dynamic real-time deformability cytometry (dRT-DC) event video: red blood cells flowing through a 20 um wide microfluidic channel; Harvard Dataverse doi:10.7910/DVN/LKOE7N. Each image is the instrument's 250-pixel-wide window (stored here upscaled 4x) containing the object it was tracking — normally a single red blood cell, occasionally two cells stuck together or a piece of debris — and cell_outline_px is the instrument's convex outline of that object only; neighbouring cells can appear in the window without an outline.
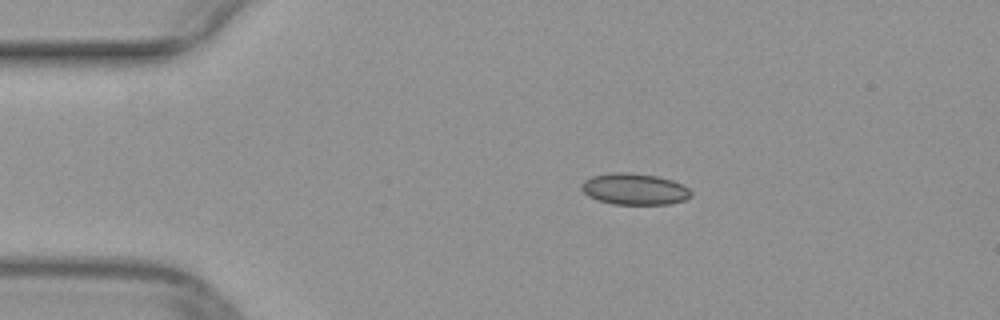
{"species": "common noctule bat (a hibernating species)", "species_latin": "Nyctalus noctula", "temperature_condition": "warm", "stored_images_in_passage": 41, "camera_frame_rate_fps": 3000, "um_per_image_px": 0.085, "animal": {"sex": "female", "body_mass_g": 29.2, "forearm_length_mm": 56.3}, "frame": {"image": 1, "passage_image": 1, "time_ms": 0.0, "image_size_px": [1000, 320], "cell_outline_px": [[692, 196], [684, 200], [668, 204], [612, 204], [596, 200], [588, 196], [580, 188], [580, 184], [584, 180], [592, 176], [612, 172], [632, 172], [656, 176], [672, 180], [684, 184], [692, 192]], "centroid_in_image_um": [53.92, 16.06], "position_along_channel_um": 31.1, "area_um2": 20.29}}
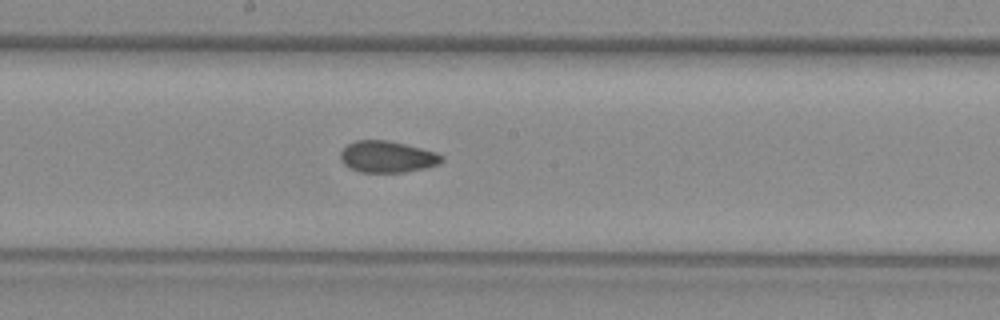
{"frame": {"image": 2, "passage_image": 18, "time_ms": 5.667, "image_size_px": [1000, 320], "cell_outline_px": [[444, 160], [440, 164], [424, 168], [404, 172], [360, 172], [348, 168], [340, 160], [340, 152], [348, 144], [356, 140], [388, 140], [436, 152], [444, 156]], "centroid_in_image_um": [32.91, 13.33], "position_along_channel_um": 215.3, "area_um2": 18.67}}
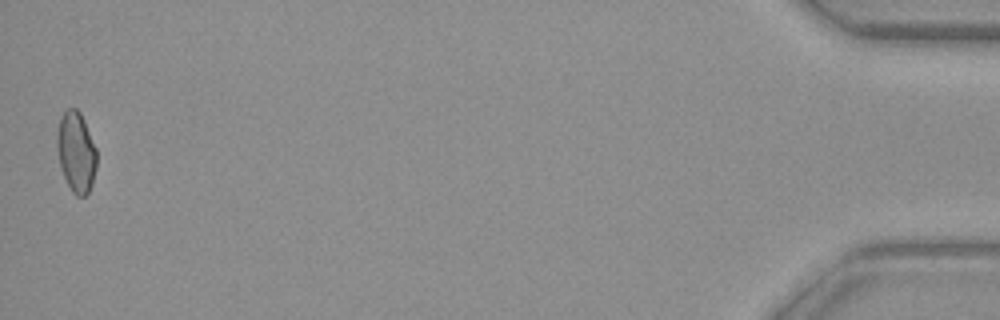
{"frame": {"image": 3, "passage_image": 41, "time_ms": 13.333, "image_size_px": [1000, 320], "cell_outline_px": [[96, 168], [92, 184], [88, 192], [84, 196], [76, 196], [72, 192], [60, 168], [56, 148], [56, 132], [60, 116], [68, 108], [76, 108], [80, 112], [84, 120], [96, 148]], "centroid_in_image_um": [6.45, 12.9], "position_along_channel_um": 428.8, "area_um2": 18.79}}